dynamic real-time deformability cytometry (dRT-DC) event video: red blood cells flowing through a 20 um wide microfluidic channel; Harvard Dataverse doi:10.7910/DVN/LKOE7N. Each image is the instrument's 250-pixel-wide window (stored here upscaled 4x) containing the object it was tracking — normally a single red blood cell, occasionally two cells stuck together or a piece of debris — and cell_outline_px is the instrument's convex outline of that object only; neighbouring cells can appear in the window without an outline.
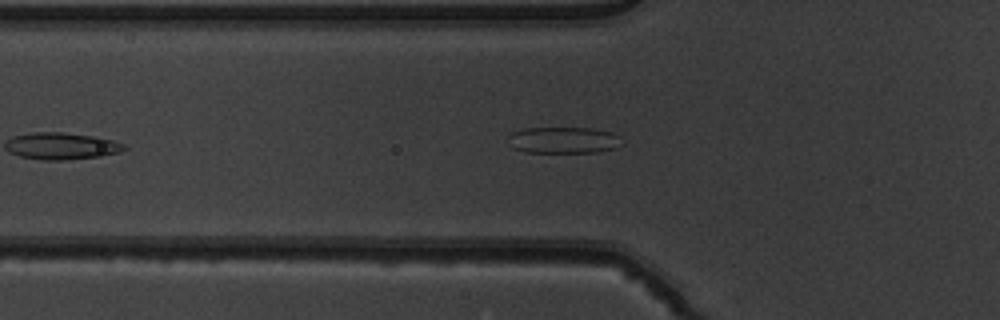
{"species": "common noctule bat (a hibernating species)", "species_latin": "Nyctalus noctula", "temperature_condition": "warm", "stored_images_in_passage": 23, "camera_frame_rate_fps": 3000, "um_per_image_px": 0.085, "animal": {"sex": "male", "body_mass_g": 19.5, "forearm_length_mm": 54.6}, "frame": {"image": 1, "passage_image": 3, "time_ms": 0.667, "image_size_px": [1000, 320], "cell_outline_px": [[624, 144], [616, 148], [596, 152], [524, 152], [512, 148], [508, 144], [508, 136], [512, 132], [524, 128], [592, 128], [612, 132], [620, 136], [624, 140]], "centroid_in_image_um": [47.92, 11.91], "position_along_channel_um": 77.9, "area_um2": 17.86}}
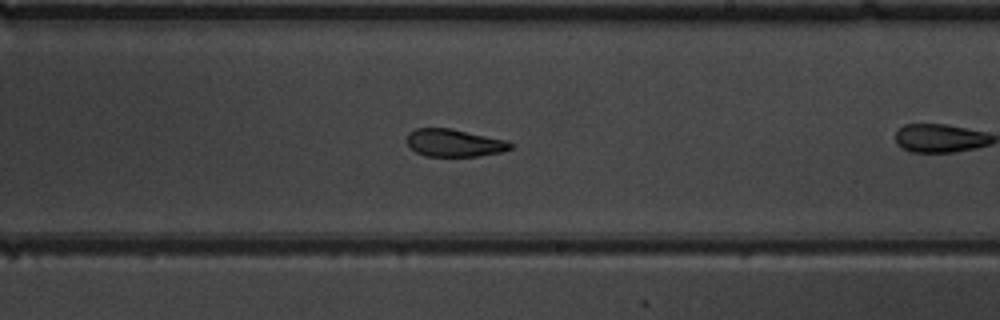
{"frame": {"image": 2, "passage_image": 13, "time_ms": 4.0, "image_size_px": [1000, 320], "cell_outline_px": [[512, 148], [500, 152], [480, 156], [424, 156], [416, 152], [408, 144], [408, 132], [416, 128], [448, 128], [508, 140], [512, 144]], "centroid_in_image_um": [38.62, 12.15], "position_along_channel_um": 250.4, "area_um2": 16.53}}
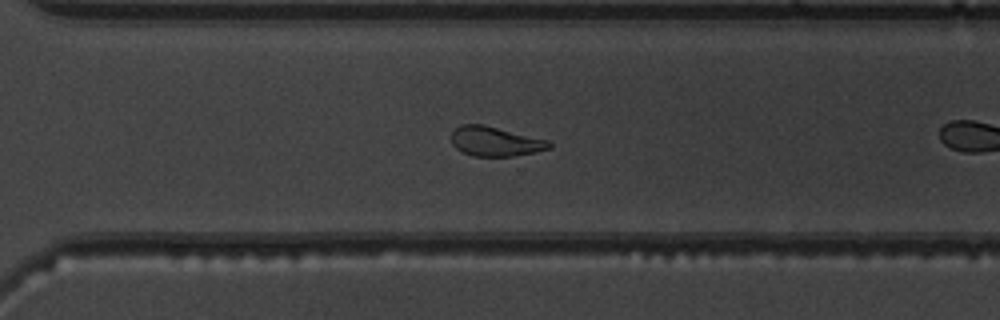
{"frame": {"image": 3, "passage_image": 19, "time_ms": 6.0, "image_size_px": [1000, 320], "cell_outline_px": [[552, 148], [536, 152], [512, 156], [472, 156], [456, 148], [452, 144], [452, 132], [460, 124], [484, 124], [548, 140], [552, 144]], "centroid_in_image_um": [42.11, 12.01], "position_along_channel_um": 328.5, "area_um2": 16.88}}